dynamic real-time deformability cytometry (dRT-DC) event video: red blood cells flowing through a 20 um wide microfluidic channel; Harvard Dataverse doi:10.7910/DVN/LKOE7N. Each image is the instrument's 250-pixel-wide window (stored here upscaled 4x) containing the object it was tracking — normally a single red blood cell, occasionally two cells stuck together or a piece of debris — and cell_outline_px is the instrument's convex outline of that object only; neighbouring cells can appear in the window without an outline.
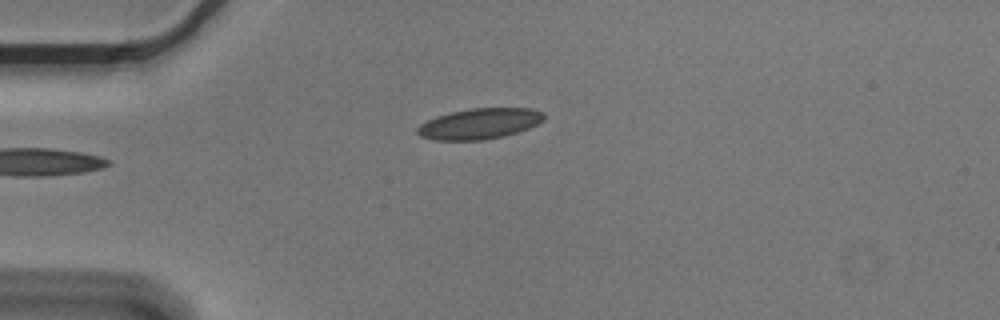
{"species": "Egyptian fruit bat (a non-hibernating species)", "species_latin": "Rousettus aegyptiacus", "temperature_condition": "cold", "stored_images_in_passage": 5, "camera_frame_rate_fps": 3000, "um_per_image_px": 0.085, "animal": {"sex": "male"}, "frame": {"image": 1, "passage_image": 5, "time_ms": 1.333, "image_size_px": [1000, 320], "cell_outline_px": [[544, 120], [528, 128], [504, 136], [484, 140], [432, 140], [420, 136], [416, 132], [416, 128], [420, 124], [436, 116], [452, 112], [472, 108], [532, 108], [544, 112]], "centroid_in_image_um": [40.74, 10.51], "position_along_channel_um": 44.3, "area_um2": 22.66}}